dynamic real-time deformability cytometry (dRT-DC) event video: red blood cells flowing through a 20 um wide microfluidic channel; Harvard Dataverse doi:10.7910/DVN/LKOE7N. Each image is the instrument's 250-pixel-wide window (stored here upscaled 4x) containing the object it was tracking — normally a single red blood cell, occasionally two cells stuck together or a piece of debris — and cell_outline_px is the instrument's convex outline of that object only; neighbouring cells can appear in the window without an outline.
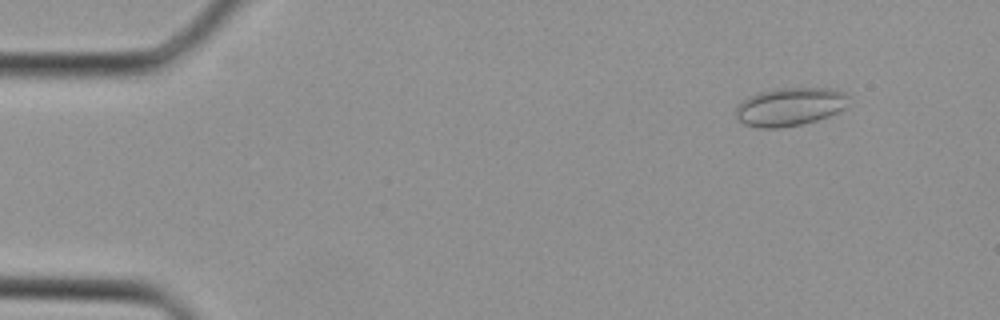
{"species": "Egyptian fruit bat (a non-hibernating species)", "species_latin": "Rousettus aegyptiacus", "temperature_condition": "cold", "stored_images_in_passage": 40, "camera_frame_rate_fps": 3000, "um_per_image_px": 0.085, "animal": {"sex": "female"}, "frame": {"image": 1, "passage_image": 4, "time_ms": 1.0, "image_size_px": [1000, 320], "cell_outline_px": [[848, 96], [844, 108], [840, 112], [816, 120], [800, 124], [780, 128], [756, 128], [744, 124], [736, 120], [736, 104], [748, 96], [760, 92], [776, 88], [828, 88], [844, 92]], "centroid_in_image_um": [67.08, 9.08], "position_along_channel_um": 17.9, "area_um2": 25.32}}
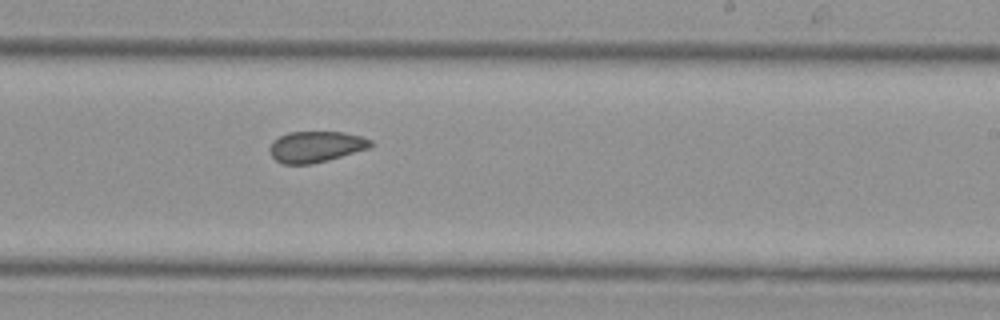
{"frame": {"image": 2, "passage_image": 24, "time_ms": 7.667, "image_size_px": [1000, 320], "cell_outline_px": [[372, 144], [368, 148], [328, 160], [312, 164], [284, 164], [276, 160], [272, 156], [268, 148], [272, 140], [288, 132], [344, 132], [360, 136], [372, 140]], "centroid_in_image_um": [26.81, 12.46], "position_along_channel_um": 262.2, "area_um2": 18.21}}
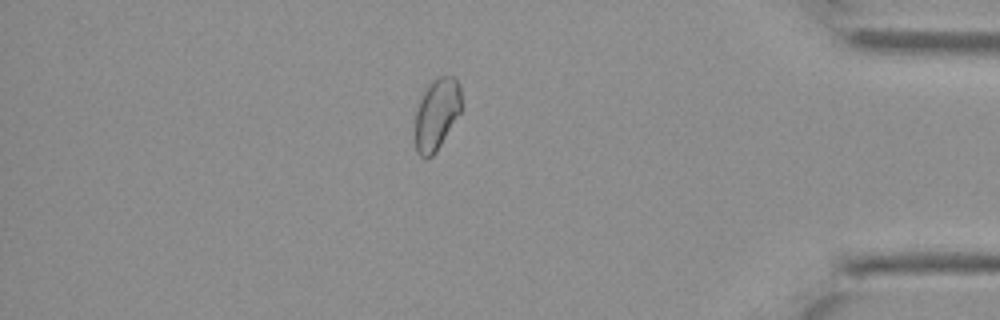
{"frame": {"image": 3, "passage_image": 34, "time_ms": 11.0, "image_size_px": [1000, 320], "cell_outline_px": [[460, 112], [436, 152], [432, 156], [424, 160], [416, 152], [416, 112], [420, 100], [424, 92], [440, 76], [452, 76], [460, 84]], "centroid_in_image_um": [37.11, 9.76], "position_along_channel_um": 398.1, "area_um2": 18.73}}